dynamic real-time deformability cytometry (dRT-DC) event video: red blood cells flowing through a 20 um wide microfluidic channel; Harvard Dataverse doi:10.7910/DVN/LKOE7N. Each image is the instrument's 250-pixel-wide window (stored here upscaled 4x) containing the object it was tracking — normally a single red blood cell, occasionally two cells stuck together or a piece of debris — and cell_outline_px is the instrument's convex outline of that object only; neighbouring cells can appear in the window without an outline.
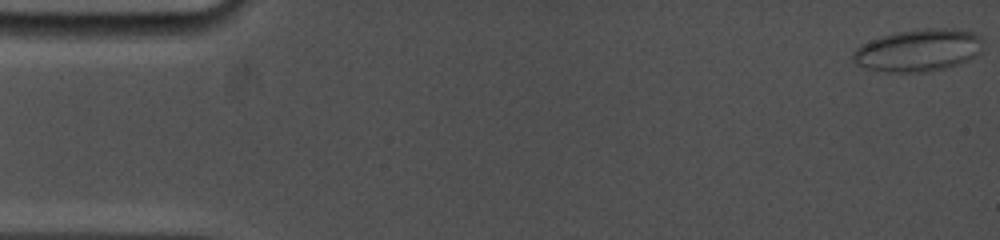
{"species": "common noctule bat (a hibernating species)", "species_latin": "Nyctalus noctula", "temperature_condition": "cold", "stored_images_in_passage": 43, "camera_frame_rate_fps": 5000, "um_per_image_px": 0.085, "animal": {"sex": "female", "body_mass_g": 19.0, "forearm_length_mm": 53.3}, "frame": {"image": 1, "passage_image": 1, "time_ms": 0.0, "image_size_px": [1000, 240], "cell_outline_px": [[984, 40], [980, 52], [976, 56], [968, 60], [944, 68], [928, 72], [888, 72], [864, 68], [856, 64], [852, 60], [852, 52], [856, 48], [880, 36], [896, 32], [920, 28], [944, 28], [976, 32]], "centroid_in_image_um": [78.06, 4.27], "position_along_channel_um": 6.9, "area_um2": 32.25}}
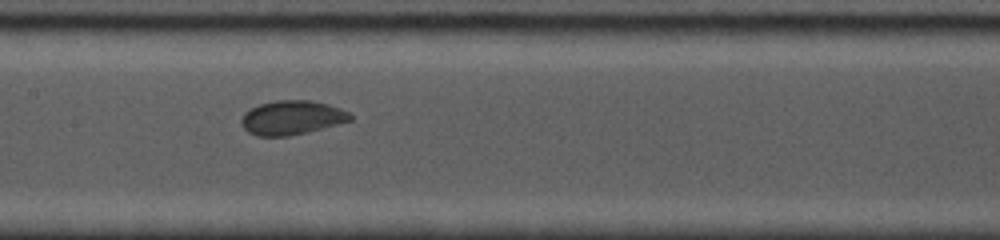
{"frame": {"image": 2, "passage_image": 25, "time_ms": 8.2, "image_size_px": [1000, 240], "cell_outline_px": [[352, 120], [308, 132], [288, 136], [256, 136], [248, 132], [240, 124], [240, 120], [244, 112], [260, 104], [276, 100], [312, 100], [328, 104], [340, 108], [348, 112], [352, 116]], "centroid_in_image_um": [24.78, 10.0], "position_along_channel_um": 182.6, "area_um2": 21.73}}
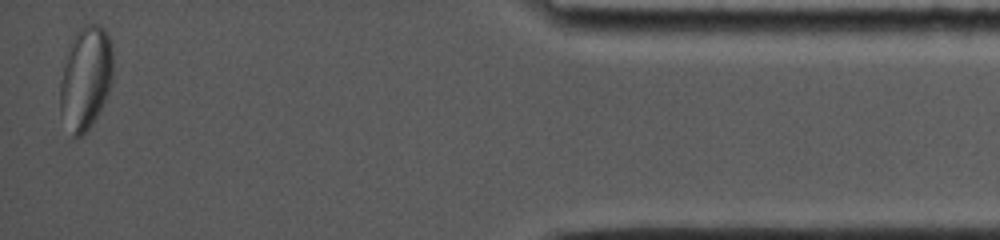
{"frame": {"image": 3, "passage_image": 43, "time_ms": 16.2, "image_size_px": [1000, 240], "cell_outline_px": [[112, 80], [108, 92], [92, 124], [80, 136], [72, 136], [60, 112], [60, 84], [64, 64], [72, 40], [76, 32], [80, 28], [88, 24], [100, 24], [108, 32], [112, 48]], "centroid_in_image_um": [7.29, 6.6], "position_along_channel_um": 427.9, "area_um2": 31.44}, "authors_computed_cell_mechanics": {"area_um2": 23.0044, "velocity_mm_per_s": 3.737, "shape_relaxation_time_tau1_ms": 5.7854, "shape_relaxation_time_tau2_ms": null, "deformation_change_tau1": 0.1186, "deformation_change_tau2": null}}